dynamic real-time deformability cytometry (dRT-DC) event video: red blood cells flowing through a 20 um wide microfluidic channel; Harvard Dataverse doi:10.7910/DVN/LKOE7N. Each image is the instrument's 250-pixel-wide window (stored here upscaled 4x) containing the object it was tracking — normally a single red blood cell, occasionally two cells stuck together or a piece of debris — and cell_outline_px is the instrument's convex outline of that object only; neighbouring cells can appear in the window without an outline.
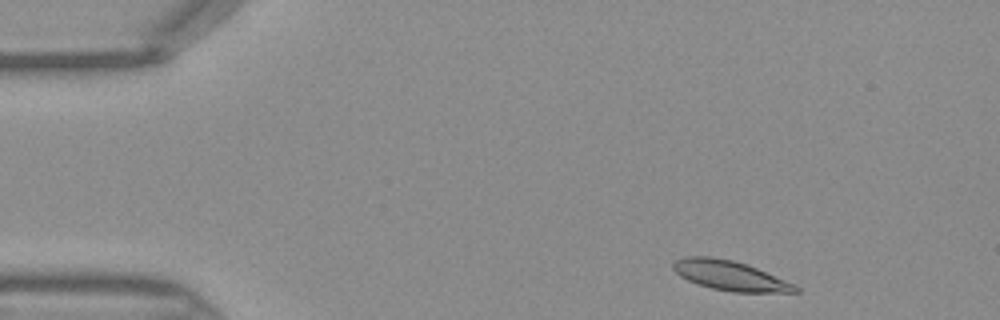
{"species": "Egyptian fruit bat (a non-hibernating species)", "species_latin": "Rousettus aegyptiacus", "temperature_condition": "warm", "stored_images_in_passage": 40, "camera_frame_rate_fps": 3000, "um_per_image_px": 0.085, "frame": {"image": 1, "passage_image": 1, "time_ms": 0.0, "image_size_px": [1000, 320], "cell_outline_px": [[800, 292], [732, 292], [712, 288], [688, 280], [680, 276], [672, 268], [672, 264], [676, 260], [684, 256], [712, 256], [732, 260], [748, 264], [796, 284], [800, 288]], "centroid_in_image_um": [62.08, 23.41], "position_along_channel_um": 22.9, "area_um2": 21.27}}
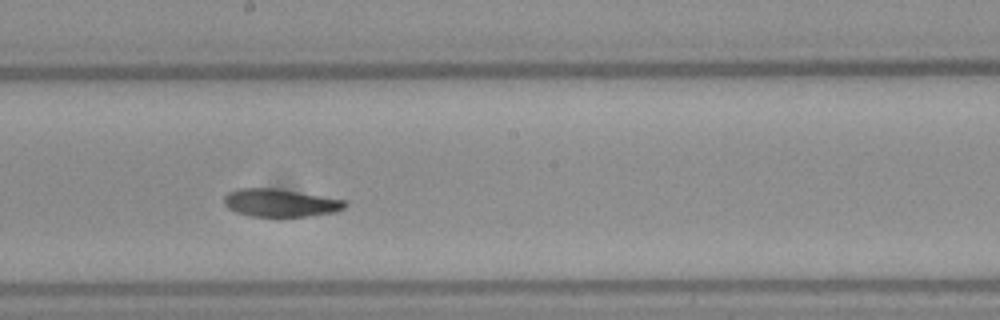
{"frame": {"image": 2, "passage_image": 20, "time_ms": 6.333, "image_size_px": [1000, 320], "cell_outline_px": [[348, 204], [344, 208], [336, 212], [312, 216], [248, 216], [236, 212], [228, 208], [224, 204], [224, 196], [228, 192], [236, 188], [276, 188], [348, 200]], "centroid_in_image_um": [23.85, 17.24], "position_along_channel_um": 224.4, "area_um2": 19.88}}
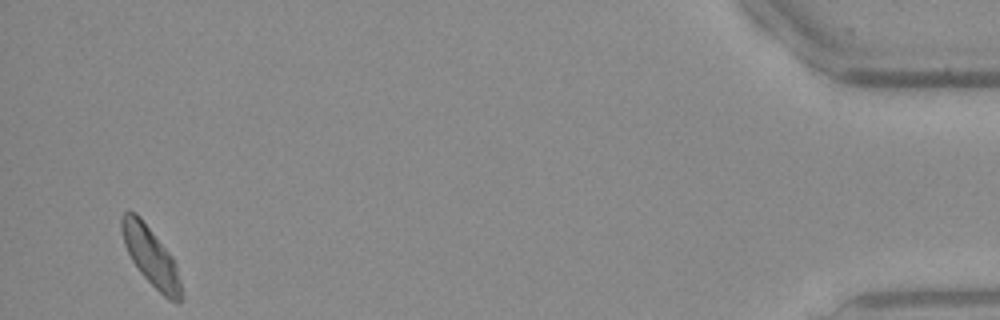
{"frame": {"image": 3, "passage_image": 39, "time_ms": 12.667, "image_size_px": [1000, 320], "cell_outline_px": [[184, 296], [180, 300], [168, 300], [140, 272], [132, 260], [124, 244], [120, 228], [120, 220], [124, 212], [136, 212], [140, 216], [172, 256], [176, 264]], "centroid_in_image_um": [12.82, 21.78], "position_along_channel_um": 422.4, "area_um2": 20.17}}